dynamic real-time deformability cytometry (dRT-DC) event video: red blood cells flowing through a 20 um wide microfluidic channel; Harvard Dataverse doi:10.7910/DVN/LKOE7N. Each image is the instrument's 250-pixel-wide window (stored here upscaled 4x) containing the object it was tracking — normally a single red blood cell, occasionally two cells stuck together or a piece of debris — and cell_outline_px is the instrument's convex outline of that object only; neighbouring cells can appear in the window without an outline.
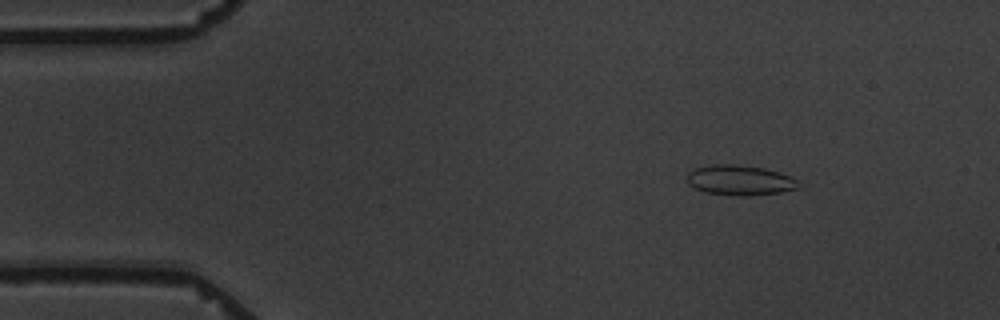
{"species": "common noctule bat (a hibernating species)", "species_latin": "Nyctalus noctula", "temperature_condition": "warm", "stored_images_in_passage": 4, "camera_frame_rate_fps": 3000, "um_per_image_px": 0.085, "animal": {"sex": "male", "body_mass_g": 19.5, "forearm_length_mm": 54.6}, "frame": {"image": 1, "passage_image": 1, "time_ms": 0.0, "image_size_px": [1000, 320], "cell_outline_px": [[804, 184], [800, 188], [780, 192], [752, 196], [740, 196], [704, 192], [688, 184], [688, 172], [696, 168], [712, 164], [736, 164], [764, 168], [780, 172]], "centroid_in_image_um": [62.93, 15.32], "position_along_channel_um": 22.1, "area_um2": 19.71}}